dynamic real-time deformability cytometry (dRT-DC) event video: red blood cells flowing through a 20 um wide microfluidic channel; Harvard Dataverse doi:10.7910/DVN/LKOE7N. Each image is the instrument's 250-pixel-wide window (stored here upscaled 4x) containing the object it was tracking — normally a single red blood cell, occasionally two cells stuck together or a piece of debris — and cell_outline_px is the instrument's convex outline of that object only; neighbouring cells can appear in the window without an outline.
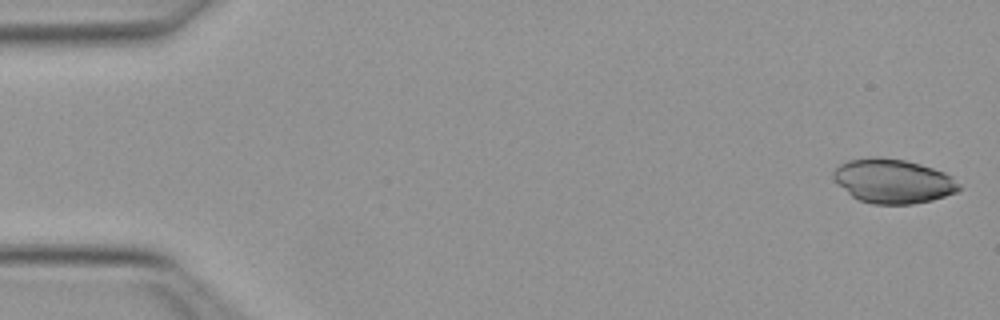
{"species": "Egyptian fruit bat (a non-hibernating species)", "species_latin": "Rousettus aegyptiacus", "temperature_condition": "warm", "stored_images_in_passage": 50, "camera_frame_rate_fps": 3000, "um_per_image_px": 0.085, "animal": {"sex": "female"}, "frame": {"image": 1, "passage_image": 1, "time_ms": 0.0, "image_size_px": [1000, 320], "cell_outline_px": [[960, 188], [956, 192], [932, 200], [912, 204], [872, 204], [860, 200], [852, 196], [832, 176], [832, 172], [840, 164], [848, 160], [872, 156], [880, 156], [904, 160], [920, 164], [944, 172], [952, 176], [960, 184]], "centroid_in_image_um": [75.92, 15.38], "position_along_channel_um": 9.1, "area_um2": 32.25}}
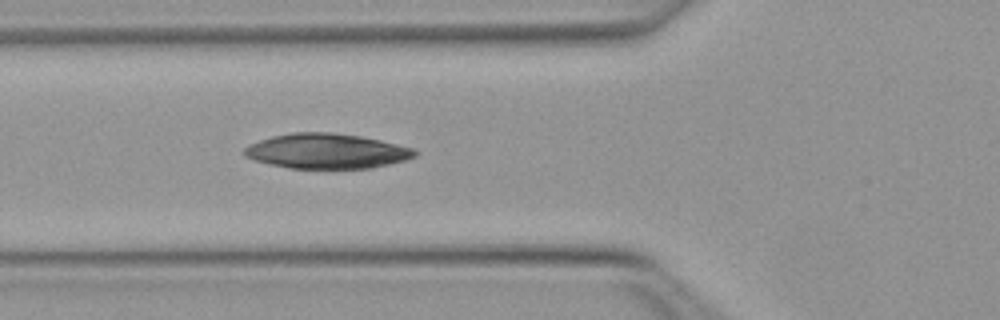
{"frame": {"image": 2, "passage_image": 18, "time_ms": 5.667, "image_size_px": [1000, 320], "cell_outline_px": [[420, 152], [416, 156], [404, 160], [372, 168], [292, 168], [272, 164], [256, 160], [244, 156], [244, 148], [248, 144], [272, 136], [292, 132], [332, 132], [360, 136], [380, 140], [416, 148]], "centroid_in_image_um": [27.8, 12.83], "position_along_channel_um": 98.0, "area_um2": 34.74}}
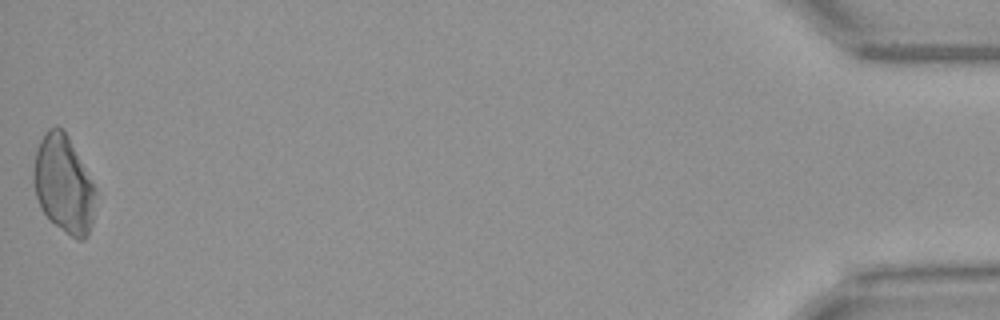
{"frame": {"image": 3, "passage_image": 50, "time_ms": 16.333, "image_size_px": [1000, 320], "cell_outline_px": [[96, 192], [92, 224], [88, 236], [84, 240], [76, 240], [48, 220], [40, 208], [36, 196], [36, 148], [44, 132], [48, 128], [56, 124], [68, 136], [96, 188]], "centroid_in_image_um": [5.44, 15.71], "position_along_channel_um": 429.8, "area_um2": 34.97}}